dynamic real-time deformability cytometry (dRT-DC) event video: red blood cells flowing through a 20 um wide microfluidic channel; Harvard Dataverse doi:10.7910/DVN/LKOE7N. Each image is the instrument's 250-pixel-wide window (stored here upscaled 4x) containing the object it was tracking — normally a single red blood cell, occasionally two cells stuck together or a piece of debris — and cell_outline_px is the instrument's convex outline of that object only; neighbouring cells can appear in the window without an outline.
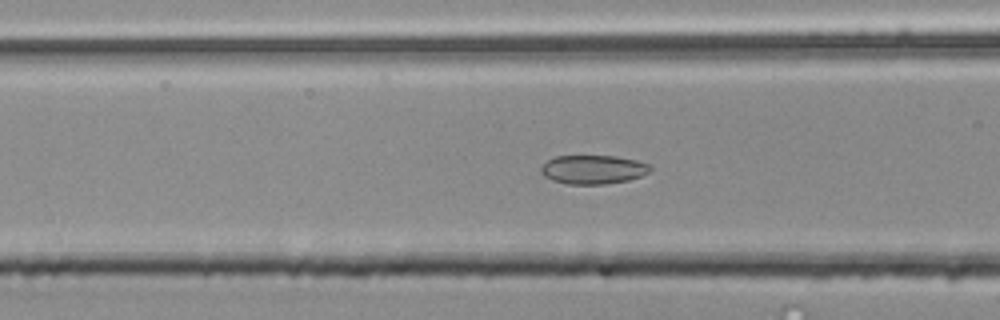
{"species": "common noctule bat (a hibernating species)", "species_latin": "Nyctalus noctula", "temperature_condition": "room temperature", "stored_images_in_passage": 56, "segment_of_instrument_passage": [1, 2], "camera_frame_rate_fps": 3000, "um_per_image_px": 0.085, "animal": {"sex": "male", "body_mass_g": 20.4}, "frame": {"image": 1, "passage_image": 22, "time_ms": 7.0, "image_size_px": [1000, 320], "cell_outline_px": [[652, 172], [628, 180], [604, 184], [568, 184], [552, 180], [544, 176], [540, 172], [540, 168], [548, 160], [556, 156], [616, 156], [636, 160], [652, 164]], "centroid_in_image_um": [50.45, 14.4], "position_along_channel_um": 116.1, "area_um2": 18.5}}
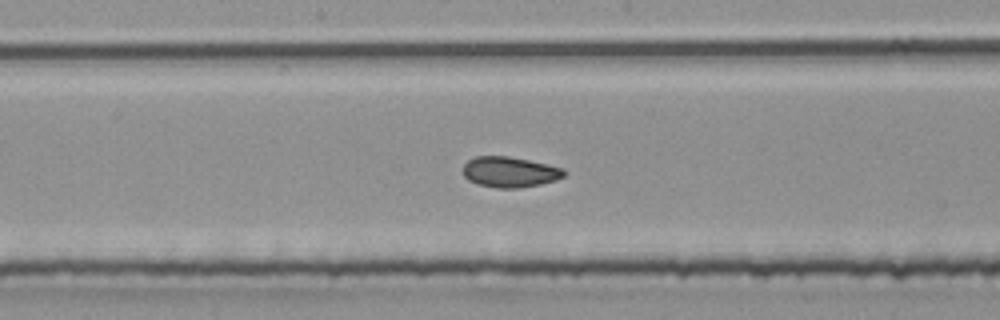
{"frame": {"image": 2, "passage_image": 29, "time_ms": 9.333, "image_size_px": [1000, 320], "cell_outline_px": [[564, 176], [556, 180], [540, 184], [520, 188], [496, 188], [476, 184], [468, 180], [464, 176], [464, 164], [468, 160], [476, 156], [508, 156], [528, 160], [564, 168]], "centroid_in_image_um": [43.31, 14.63], "position_along_channel_um": 204.9, "area_um2": 17.98}}
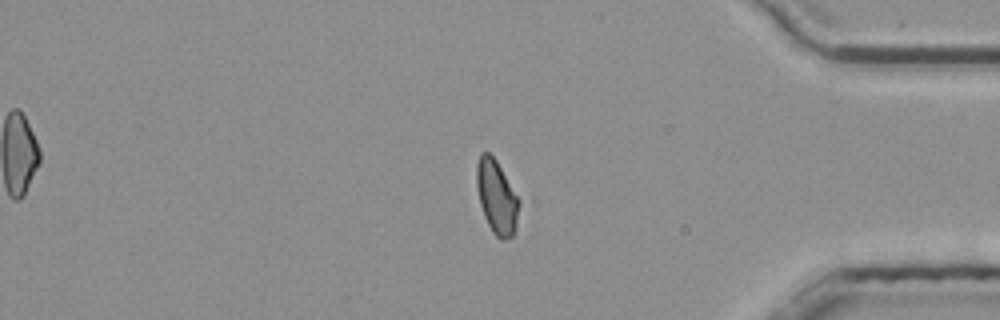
{"frame": {"image": 3, "passage_image": 46, "time_ms": 15.0, "image_size_px": [1000, 320], "cell_outline_px": [[520, 204], [516, 228], [512, 236], [500, 240], [492, 232], [484, 216], [480, 204], [476, 184], [476, 164], [480, 152], [488, 152], [496, 160], [520, 200]], "centroid_in_image_um": [42.21, 16.74], "position_along_channel_um": 393.0, "area_um2": 18.26}}